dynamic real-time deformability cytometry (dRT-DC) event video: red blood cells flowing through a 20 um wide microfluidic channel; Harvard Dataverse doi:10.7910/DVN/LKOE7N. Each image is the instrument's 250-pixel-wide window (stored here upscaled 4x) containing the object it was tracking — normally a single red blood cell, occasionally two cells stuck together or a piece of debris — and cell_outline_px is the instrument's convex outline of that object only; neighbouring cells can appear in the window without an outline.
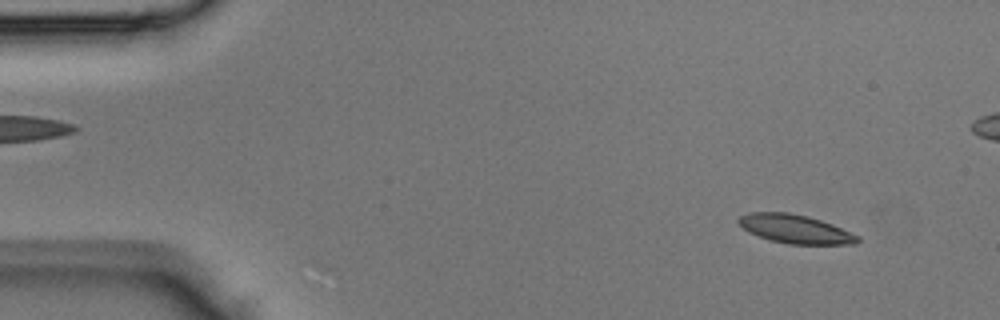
{"species": "Egyptian fruit bat (a non-hibernating species)", "species_latin": "Rousettus aegyptiacus", "temperature_condition": "room temperature", "stored_images_in_passage": 4, "camera_frame_rate_fps": 3000, "um_per_image_px": 0.085, "animal": {"sex": "male"}, "frame": {"image": 1, "passage_image": 1, "time_ms": 0.0, "image_size_px": [1000, 320], "cell_outline_px": [[860, 240], [856, 244], [788, 244], [772, 240], [748, 232], [736, 220], [740, 216], [748, 212], [788, 212], [808, 216], [832, 224], [860, 236]], "centroid_in_image_um": [67.6, 19.46], "position_along_channel_um": 17.4, "area_um2": 19.83}}